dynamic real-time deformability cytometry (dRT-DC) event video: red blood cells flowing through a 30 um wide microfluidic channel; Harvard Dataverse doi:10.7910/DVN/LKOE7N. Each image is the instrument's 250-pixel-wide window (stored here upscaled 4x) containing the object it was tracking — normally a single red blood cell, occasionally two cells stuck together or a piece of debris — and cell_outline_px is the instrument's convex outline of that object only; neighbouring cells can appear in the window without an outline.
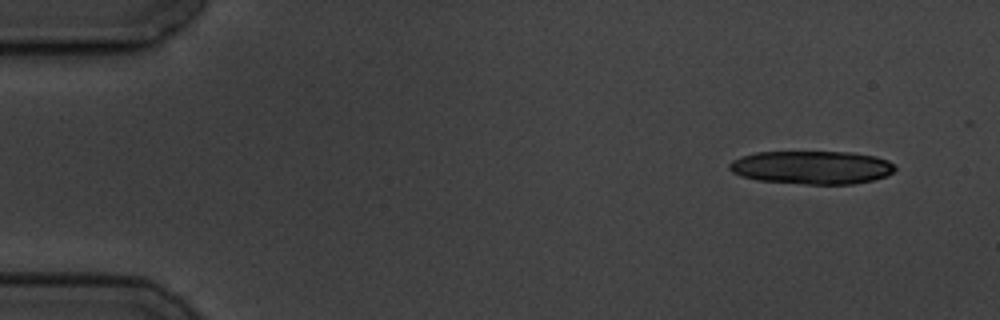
{"species": "common noctule bat (a hibernating species)", "species_latin": "Nyctalus noctula", "temperature_condition": "cold", "stored_images_in_passage": 4, "camera_frame_rate_fps": 3000, "um_per_image_px": 0.085, "animal": {"sex": "male", "body_mass_g": 19.5, "forearm_length_mm": 54.6}, "frame": {"image": 1, "passage_image": 1, "time_ms": 0.0, "image_size_px": [1000, 320], "cell_outline_px": [[896, 168], [892, 172], [884, 176], [872, 180], [852, 184], [804, 184], [756, 180], [740, 176], [732, 172], [728, 168], [728, 164], [732, 160], [740, 156], [756, 152], [852, 152], [876, 156], [888, 160]], "centroid_in_image_um": [68.96, 14.23], "position_along_channel_um": 16.0, "area_um2": 32.25}}